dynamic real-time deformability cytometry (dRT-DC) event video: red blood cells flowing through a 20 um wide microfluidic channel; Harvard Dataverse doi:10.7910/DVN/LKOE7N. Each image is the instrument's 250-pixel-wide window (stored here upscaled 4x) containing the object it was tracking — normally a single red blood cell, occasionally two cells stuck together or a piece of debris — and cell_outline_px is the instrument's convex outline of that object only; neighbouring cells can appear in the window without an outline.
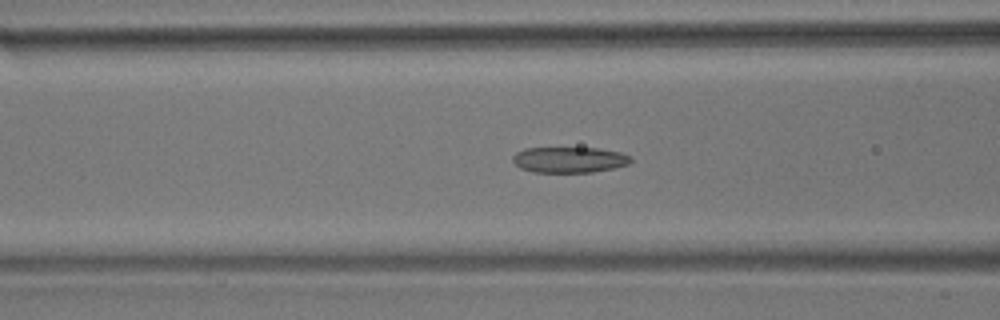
{"species": "common noctule bat (a hibernating species)", "species_latin": "Nyctalus noctula", "temperature_condition": "room temperature", "stored_images_in_passage": 56, "camera_frame_rate_fps": 3000, "um_per_image_px": 0.085, "animal": {"sex": "male", "body_mass_g": 17.9}, "frame": {"image": 1, "passage_image": 21, "time_ms": 6.667, "image_size_px": [1000, 320], "cell_outline_px": [[632, 160], [628, 164], [612, 168], [592, 172], [532, 172], [520, 168], [512, 160], [512, 156], [516, 152], [524, 148], [596, 148], [620, 152], [632, 156]], "centroid_in_image_um": [48.37, 13.57], "position_along_channel_um": 118.2, "area_um2": 17.74}}
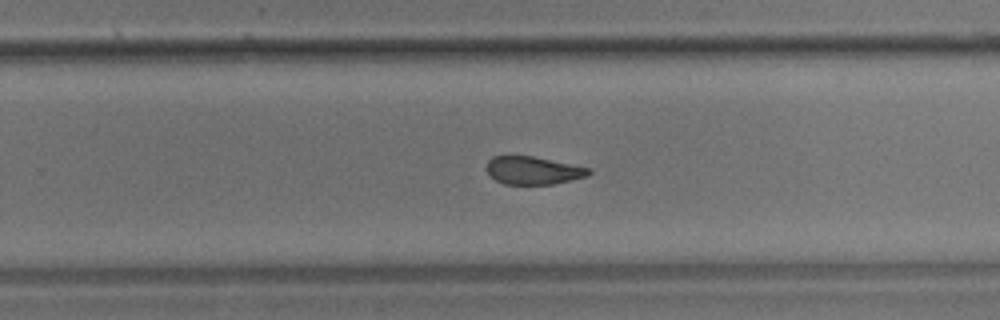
{"frame": {"image": 2, "passage_image": 35, "time_ms": 11.333, "image_size_px": [1000, 320], "cell_outline_px": [[592, 172], [588, 176], [552, 184], [504, 184], [496, 180], [484, 168], [488, 160], [492, 156], [532, 156], [588, 168]], "centroid_in_image_um": [45.27, 14.49], "position_along_channel_um": 284.5, "area_um2": 16.42}}
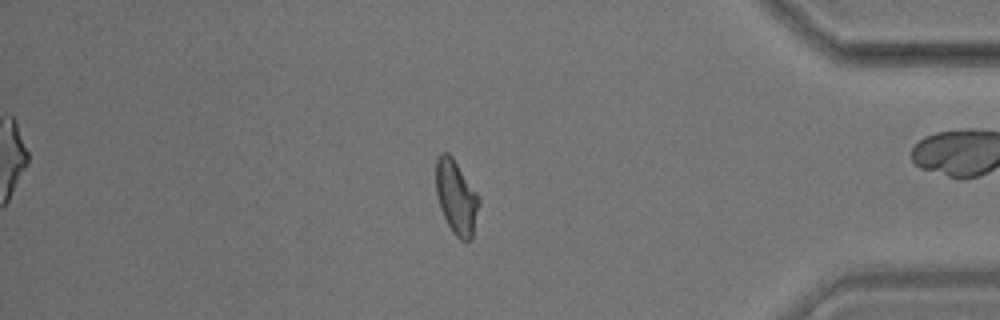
{"frame": {"image": 3, "passage_image": 47, "time_ms": 15.333, "image_size_px": [1000, 320], "cell_outline_px": [[480, 204], [472, 240], [460, 240], [452, 232], [440, 208], [436, 192], [436, 160], [440, 152], [448, 152], [452, 156], [480, 196]], "centroid_in_image_um": [38.8, 16.76], "position_along_channel_um": 396.4, "area_um2": 18.79}, "authors_computed_cell_mechanics": {"area_um2": 18.7272, "velocity_mm_per_s": 3.5664, "shape_relaxation_time_tau1_ms": 9.5861, "shape_relaxation_time_tau2_ms": 2.4851, "deformation_change_tau1": 0.164, "deformation_change_tau2": 0.0919}}